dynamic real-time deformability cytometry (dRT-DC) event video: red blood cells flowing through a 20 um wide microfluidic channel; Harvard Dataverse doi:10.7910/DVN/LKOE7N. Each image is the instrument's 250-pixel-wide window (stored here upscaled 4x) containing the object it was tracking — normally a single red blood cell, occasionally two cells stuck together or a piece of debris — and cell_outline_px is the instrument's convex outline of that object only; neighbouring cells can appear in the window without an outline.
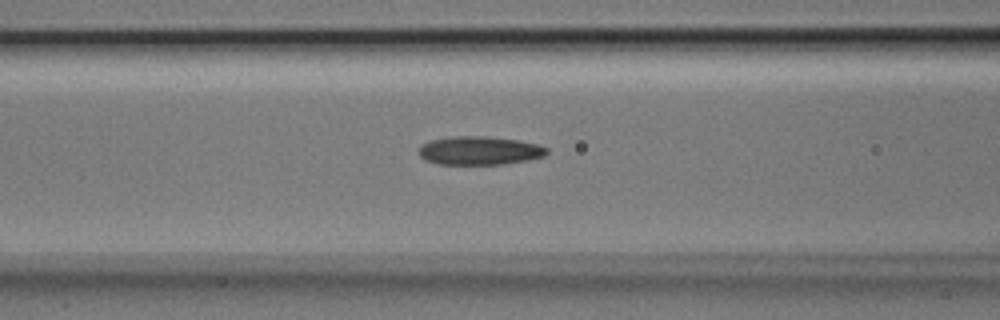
{"species": "Egyptian fruit bat (a non-hibernating species)", "species_latin": "Rousettus aegyptiacus", "temperature_condition": "room temperature", "stored_images_in_passage": 37, "camera_frame_rate_fps": 3000, "um_per_image_px": 0.085, "animal": {"sex": "male"}, "frame": {"image": 1, "passage_image": 11, "time_ms": 3.333, "image_size_px": [1000, 320], "cell_outline_px": [[548, 152], [544, 156], [524, 160], [500, 164], [436, 164], [424, 160], [420, 156], [420, 144], [428, 140], [452, 136], [484, 136], [516, 140], [536, 144], [548, 148]], "centroid_in_image_um": [40.69, 12.79], "position_along_channel_um": 125.9, "area_um2": 21.15}}
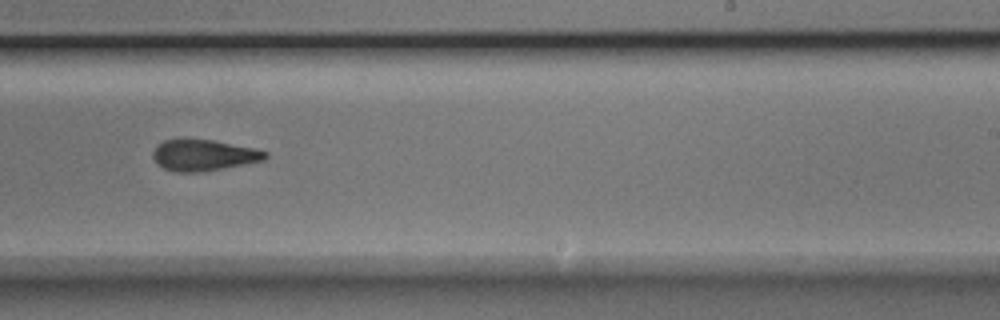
{"frame": {"image": 2, "passage_image": 22, "time_ms": 7.0, "image_size_px": [1000, 320], "cell_outline_px": [[268, 156], [264, 160], [224, 168], [200, 172], [176, 172], [164, 168], [152, 156], [152, 152], [164, 140], [212, 140], [256, 148], [268, 152]], "centroid_in_image_um": [17.36, 13.2], "position_along_channel_um": 271.6, "area_um2": 20.06}}
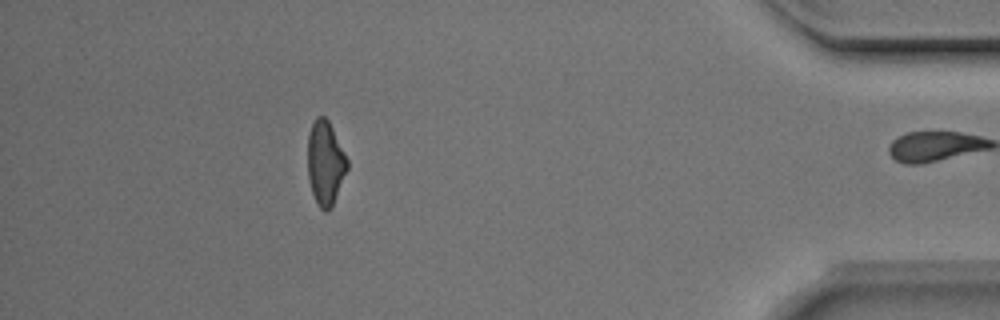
{"frame": {"image": 3, "passage_image": 36, "time_ms": 11.667, "image_size_px": [1000, 320], "cell_outline_px": [[348, 168], [332, 208], [328, 212], [324, 212], [316, 204], [312, 192], [308, 176], [308, 136], [312, 124], [316, 116], [324, 116], [328, 120], [348, 160]], "centroid_in_image_um": [27.65, 13.9], "position_along_channel_um": 407.5, "area_um2": 19.42}, "authors_computed_cell_mechanics": {"area_um2": 20.808, "velocity_mm_per_s": 3.9811, "shape_relaxation_time_tau1_ms": 4.9449, "shape_relaxation_time_tau2_ms": 3.4582, "deformation_change_tau1": 0.1395, "deformation_change_tau2": 0.1238}}